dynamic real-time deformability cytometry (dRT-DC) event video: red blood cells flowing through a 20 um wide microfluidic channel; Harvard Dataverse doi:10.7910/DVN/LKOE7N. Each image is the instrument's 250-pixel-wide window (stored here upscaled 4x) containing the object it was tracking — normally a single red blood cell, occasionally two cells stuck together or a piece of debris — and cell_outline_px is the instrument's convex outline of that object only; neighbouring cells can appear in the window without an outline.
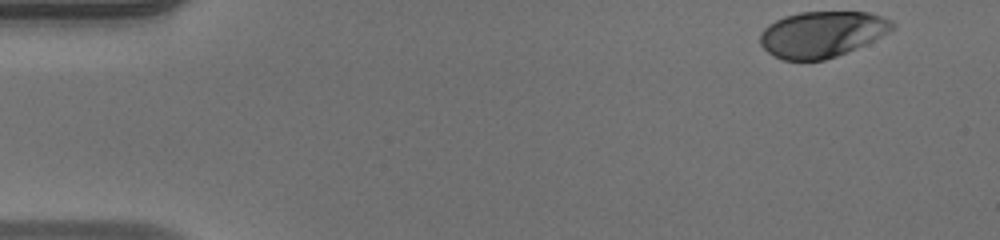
{"species": "human", "species_latin": "Homo sapiens", "temperature_condition": "warm", "stored_images_in_passage": 49, "camera_frame_rate_fps": 3000, "um_per_image_px": 0.085, "donor": {"sex": "male"}, "frame": {"image": 1, "passage_image": 1, "time_ms": 0.0, "image_size_px": [1000, 240], "cell_outline_px": [[896, 24], [888, 32], [856, 48], [836, 56], [824, 60], [784, 60], [768, 52], [760, 44], [760, 32], [768, 24], [784, 16], [800, 12], [868, 12], [892, 20]], "centroid_in_image_um": [69.83, 2.9], "position_along_channel_um": 15.2, "area_um2": 35.14}}
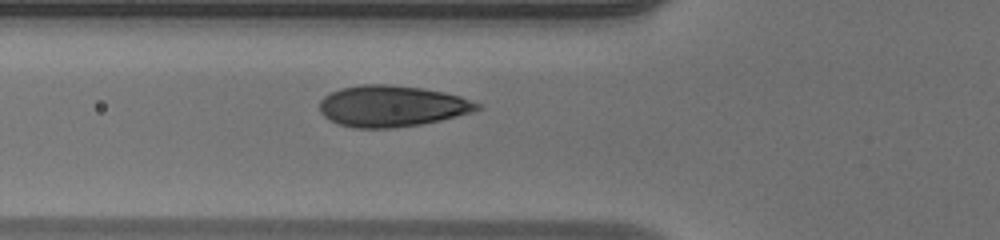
{"frame": {"image": 2, "passage_image": 16, "time_ms": 5.0, "image_size_px": [1000, 240], "cell_outline_px": [[484, 108], [472, 112], [440, 120], [420, 124], [392, 128], [352, 128], [340, 124], [324, 116], [320, 112], [320, 100], [324, 96], [340, 88], [360, 84], [388, 84], [420, 88], [444, 92], [460, 96], [480, 104]], "centroid_in_image_um": [33.31, 9.01], "position_along_channel_um": 92.5, "area_um2": 37.8}}
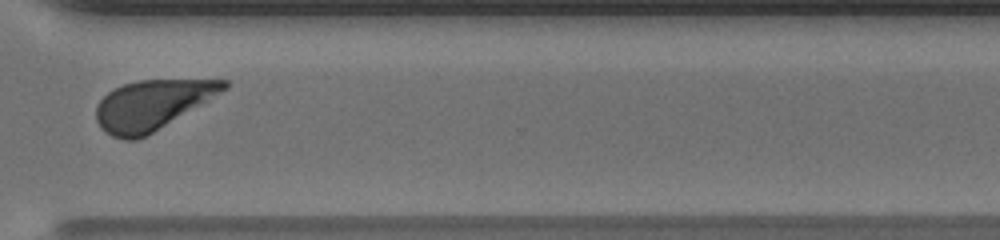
{"frame": {"image": 3, "passage_image": 36, "time_ms": 11.667, "image_size_px": [1000, 240], "cell_outline_px": [[228, 88], [208, 100], [152, 132], [136, 140], [124, 140], [112, 136], [100, 128], [96, 120], [96, 108], [100, 100], [108, 92], [124, 84], [140, 80], [228, 80]], "centroid_in_image_um": [12.89, 8.92], "position_along_channel_um": 357.7, "area_um2": 36.3}, "authors_computed_cell_mechanics": {"area_um2": 37.57, "velocity_mm_per_s": 3.9733, "shape_relaxation_time_tau1_ms": 2.6209, "shape_relaxation_time_tau2_ms": null, "deformation_change_tau1": 0.1709, "deformation_change_tau2": null}}